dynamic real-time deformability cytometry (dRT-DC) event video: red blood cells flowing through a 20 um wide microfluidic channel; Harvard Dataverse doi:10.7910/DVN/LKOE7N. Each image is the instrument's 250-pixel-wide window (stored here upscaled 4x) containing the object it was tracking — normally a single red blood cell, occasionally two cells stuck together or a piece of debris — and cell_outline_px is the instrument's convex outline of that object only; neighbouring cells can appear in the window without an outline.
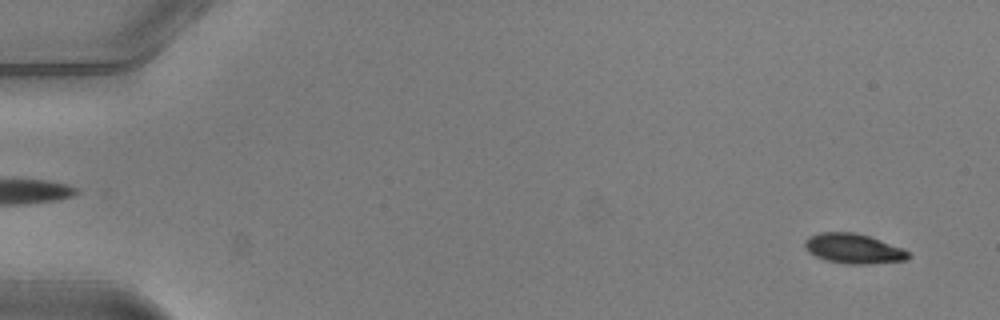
{"species": "common noctule bat (a hibernating species)", "species_latin": "Nyctalus noctula", "temperature_condition": "warm", "stored_images_in_passage": 9, "camera_frame_rate_fps": 3000, "um_per_image_px": 0.085, "animal": {"sex": "male", "body_mass_g": 20.5, "forearm_length_mm": 52.5}, "frame": {"image": 1, "passage_image": 3, "time_ms": 0.667, "image_size_px": [1000, 320], "cell_outline_px": [[912, 256], [908, 260], [868, 264], [844, 264], [824, 260], [808, 252], [804, 244], [804, 240], [808, 236], [820, 232], [852, 232], [868, 236], [904, 248]], "centroid_in_image_um": [72.54, 21.14], "position_along_channel_um": 12.5, "area_um2": 18.21}}